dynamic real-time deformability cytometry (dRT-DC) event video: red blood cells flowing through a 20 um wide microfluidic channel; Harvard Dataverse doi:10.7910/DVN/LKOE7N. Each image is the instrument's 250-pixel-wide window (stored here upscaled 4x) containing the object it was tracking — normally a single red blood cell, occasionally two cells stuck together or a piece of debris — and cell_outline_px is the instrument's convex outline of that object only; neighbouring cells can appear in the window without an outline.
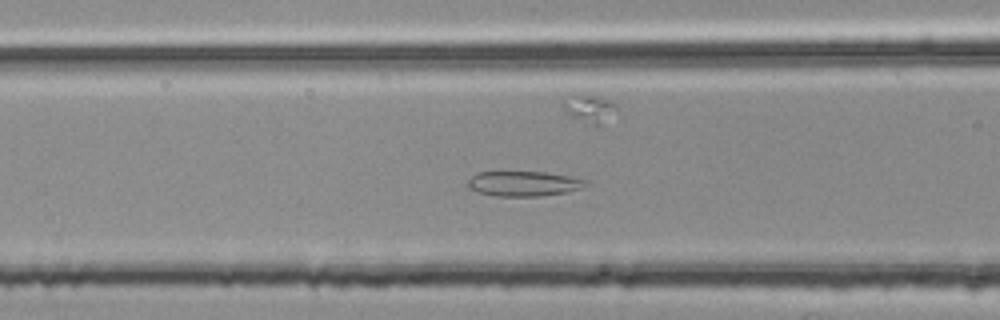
{"species": "common noctule bat (a hibernating species)", "species_latin": "Nyctalus noctula", "temperature_condition": "room temperature", "stored_images_in_passage": 49, "segment_of_instrument_passage": [2, 2], "camera_frame_rate_fps": 3000, "um_per_image_px": 0.085, "animal": {"sex": "female", "body_mass_g": 25.1}, "frame": {"image": 1, "passage_image": 22, "time_ms": 7.0, "image_size_px": [1000, 320], "cell_outline_px": [[588, 184], [580, 188], [568, 192], [540, 196], [492, 196], [468, 188], [468, 180], [476, 172], [544, 172], [568, 176], [588, 180]], "centroid_in_image_um": [44.51, 15.61], "position_along_channel_um": 122.1, "area_um2": 17.17}}
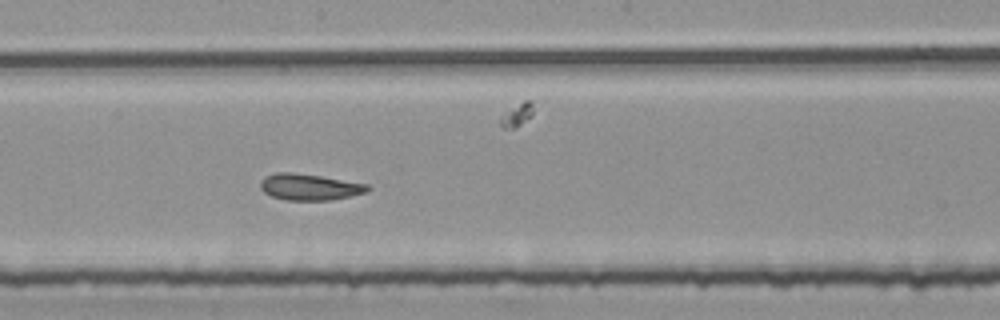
{"frame": {"image": 2, "passage_image": 30, "time_ms": 9.667, "image_size_px": [1000, 320], "cell_outline_px": [[372, 188], [368, 192], [352, 196], [332, 200], [284, 200], [272, 196], [264, 192], [260, 188], [260, 180], [264, 176], [276, 172], [292, 172], [320, 176], [372, 184]], "centroid_in_image_um": [26.36, 15.89], "position_along_channel_um": 221.8, "area_um2": 16.82}}
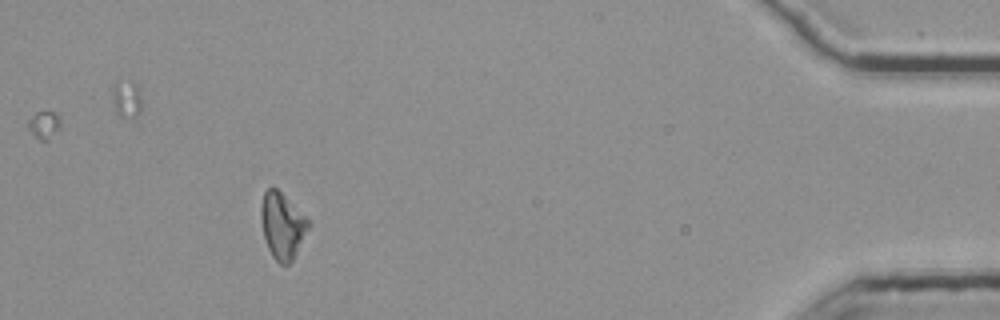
{"frame": {"image": 3, "passage_image": 45, "time_ms": 14.667, "image_size_px": [1000, 320], "cell_outline_px": [[312, 224], [292, 260], [288, 264], [280, 264], [272, 256], [268, 248], [264, 236], [260, 216], [260, 208], [264, 192], [268, 188], [276, 188]], "centroid_in_image_um": [23.99, 19.2], "position_along_channel_um": 411.2, "area_um2": 17.92}}